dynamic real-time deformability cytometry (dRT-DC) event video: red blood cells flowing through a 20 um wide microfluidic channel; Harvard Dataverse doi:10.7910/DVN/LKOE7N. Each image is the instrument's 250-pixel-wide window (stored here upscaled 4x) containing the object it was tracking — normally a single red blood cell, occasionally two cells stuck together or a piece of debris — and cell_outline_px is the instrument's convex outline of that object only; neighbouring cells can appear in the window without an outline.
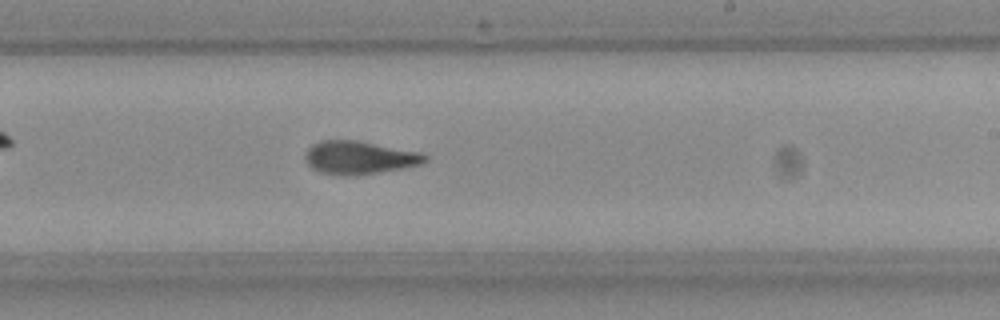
{"species": "Egyptian fruit bat (a non-hibernating species)", "species_latin": "Rousettus aegyptiacus", "temperature_condition": "room temperature", "stored_images_in_passage": 46, "camera_frame_rate_fps": 3000, "um_per_image_px": 0.085, "frame": {"image": 1, "passage_image": 27, "time_ms": 8.667, "image_size_px": [1000, 320], "cell_outline_px": [[428, 160], [420, 164], [400, 168], [376, 172], [320, 172], [312, 168], [308, 164], [304, 156], [308, 148], [312, 144], [320, 140], [356, 140], [420, 152], [428, 156]], "centroid_in_image_um": [30.54, 13.33], "position_along_channel_um": 258.5, "area_um2": 22.02}, "authors_computed_cell_mechanics": {"area_um2": 22.5709, "velocity_mm_per_s": 3.9573, "shape_relaxation_time_tau1_ms": null, "shape_relaxation_time_tau2_ms": 2.8758, "deformation_change_tau1": null, "deformation_change_tau2": 0.1098}}